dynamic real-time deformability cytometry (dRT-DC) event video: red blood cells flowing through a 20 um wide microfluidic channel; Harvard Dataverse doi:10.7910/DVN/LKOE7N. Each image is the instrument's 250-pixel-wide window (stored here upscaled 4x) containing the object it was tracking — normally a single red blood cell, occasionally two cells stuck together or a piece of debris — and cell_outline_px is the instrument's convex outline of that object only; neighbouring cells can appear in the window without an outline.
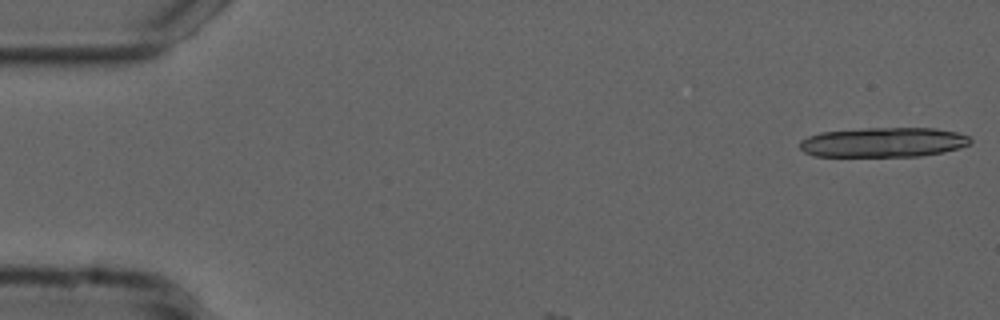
{"species": "common noctule bat (a hibernating species)", "species_latin": "Nyctalus noctula", "temperature_condition": "cold", "stored_images_in_passage": 6, "camera_frame_rate_fps": 3000, "um_per_image_px": 0.085, "animal": {"sex": "male", "forearm_length_mm": 52.5}, "frame": {"image": 1, "passage_image": 1, "time_ms": 0.0, "image_size_px": [1000, 320], "cell_outline_px": [[972, 140], [968, 144], [960, 148], [944, 152], [920, 156], [816, 156], [804, 152], [800, 148], [800, 140], [808, 136], [820, 132], [864, 128], [936, 128], [956, 132], [968, 136]], "centroid_in_image_um": [75.08, 12.09], "position_along_channel_um": 9.9, "area_um2": 29.59}}